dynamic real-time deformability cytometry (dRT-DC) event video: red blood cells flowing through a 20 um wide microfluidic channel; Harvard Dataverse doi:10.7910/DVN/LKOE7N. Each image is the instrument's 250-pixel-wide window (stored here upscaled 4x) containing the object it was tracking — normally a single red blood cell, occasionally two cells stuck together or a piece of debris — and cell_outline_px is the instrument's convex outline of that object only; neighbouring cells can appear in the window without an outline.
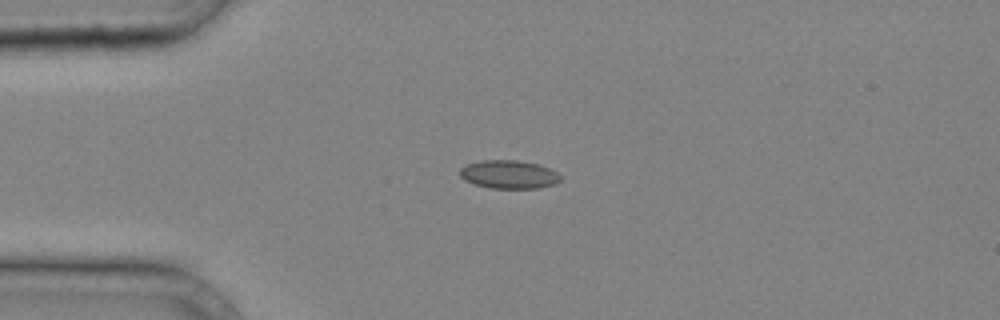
{"species": "common noctule bat (a hibernating species)", "species_latin": "Nyctalus noctula", "temperature_condition": "cold", "stored_images_in_passage": 29, "camera_frame_rate_fps": 3000, "um_per_image_px": 0.085, "animal": {"sex": "male", "body_mass_g": 20.4}, "frame": {"image": 1, "passage_image": 1, "time_ms": 0.0, "image_size_px": [1000, 320], "cell_outline_px": [[560, 180], [556, 184], [536, 188], [492, 188], [476, 184], [464, 180], [460, 176], [460, 168], [468, 164], [480, 160], [516, 160], [536, 164], [548, 168], [556, 172], [560, 176]], "centroid_in_image_um": [43.24, 14.82], "position_along_channel_um": 41.8, "area_um2": 16.42}}
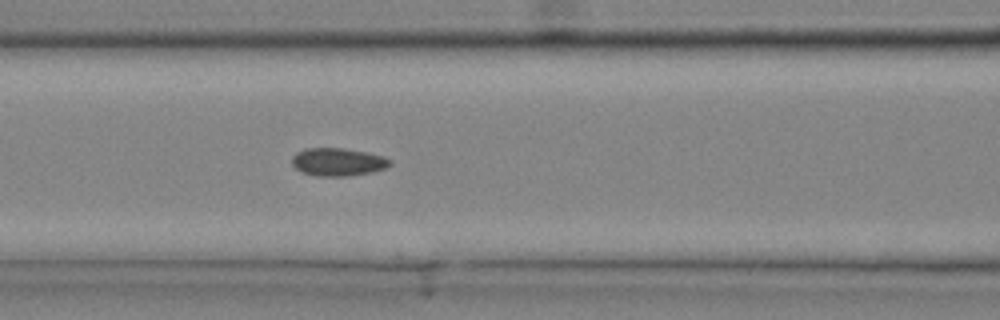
{"frame": {"image": 2, "passage_image": 8, "time_ms": 2.333, "image_size_px": [1000, 320], "cell_outline_px": [[392, 164], [388, 168], [372, 172], [348, 176], [316, 176], [300, 172], [292, 164], [292, 156], [296, 152], [304, 148], [344, 148], [368, 152], [384, 156], [392, 160]], "centroid_in_image_um": [28.75, 13.76], "position_along_channel_um": 137.9, "area_um2": 16.3}}
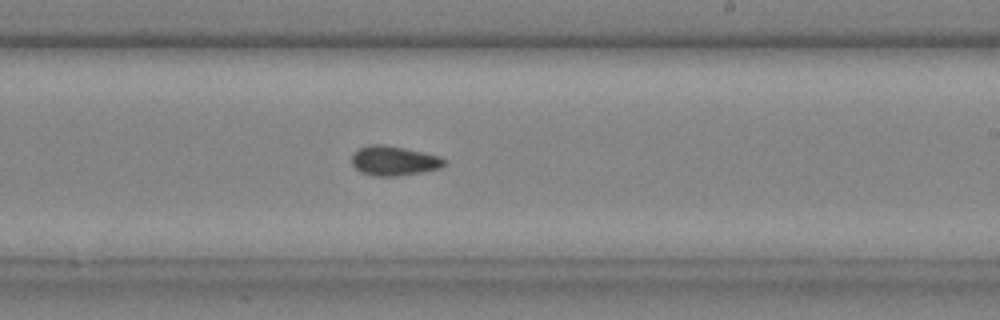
{"frame": {"image": 3, "passage_image": 15, "time_ms": 4.667, "image_size_px": [1000, 320], "cell_outline_px": [[444, 164], [440, 168], [424, 172], [400, 176], [376, 176], [364, 172], [356, 168], [352, 164], [352, 152], [368, 144], [384, 144], [404, 148], [440, 156], [444, 160]], "centroid_in_image_um": [33.47, 13.66], "position_along_channel_um": 255.5, "area_um2": 15.9}}